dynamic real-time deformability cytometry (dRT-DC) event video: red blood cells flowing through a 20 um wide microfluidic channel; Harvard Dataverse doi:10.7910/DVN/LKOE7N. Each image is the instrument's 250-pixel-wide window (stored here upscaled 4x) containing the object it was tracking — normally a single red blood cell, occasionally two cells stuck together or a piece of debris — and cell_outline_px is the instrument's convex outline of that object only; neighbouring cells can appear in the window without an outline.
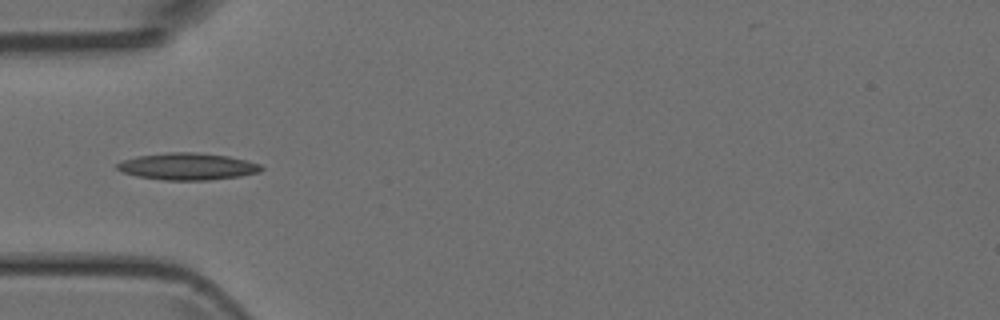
{"species": "Egyptian fruit bat (a non-hibernating species)", "species_latin": "Rousettus aegyptiacus", "temperature_condition": "room temperature", "stored_images_in_passage": 6, "camera_frame_rate_fps": 3000, "um_per_image_px": 0.085, "animal": {"sex": "female"}, "frame": {"image": 1, "passage_image": 5, "time_ms": 4.667, "image_size_px": [1000, 320], "cell_outline_px": [[264, 168], [260, 172], [240, 176], [208, 180], [164, 180], [136, 176], [120, 172], [116, 168], [116, 164], [124, 160], [136, 156], [168, 152], [196, 152], [228, 156], [260, 164]], "centroid_in_image_um": [15.91, 14.15], "position_along_channel_um": 69.1, "area_um2": 22.66}}
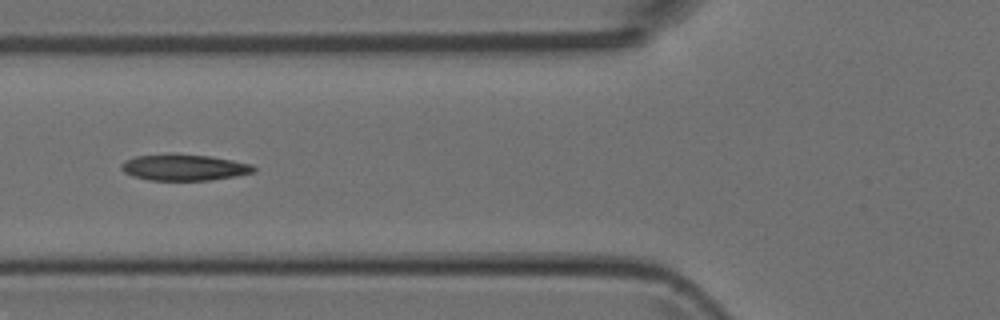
{"frame": {"image": 2, "passage_image": 6, "time_ms": 5.667, "image_size_px": [1000, 320], "cell_outline_px": [[256, 172], [236, 176], [212, 180], [148, 180], [132, 176], [124, 172], [120, 168], [120, 164], [124, 160], [136, 156], [168, 152], [176, 152], [208, 156], [232, 160], [252, 164], [256, 168]], "centroid_in_image_um": [15.62, 14.21], "position_along_channel_um": 110.2, "area_um2": 20.81}}